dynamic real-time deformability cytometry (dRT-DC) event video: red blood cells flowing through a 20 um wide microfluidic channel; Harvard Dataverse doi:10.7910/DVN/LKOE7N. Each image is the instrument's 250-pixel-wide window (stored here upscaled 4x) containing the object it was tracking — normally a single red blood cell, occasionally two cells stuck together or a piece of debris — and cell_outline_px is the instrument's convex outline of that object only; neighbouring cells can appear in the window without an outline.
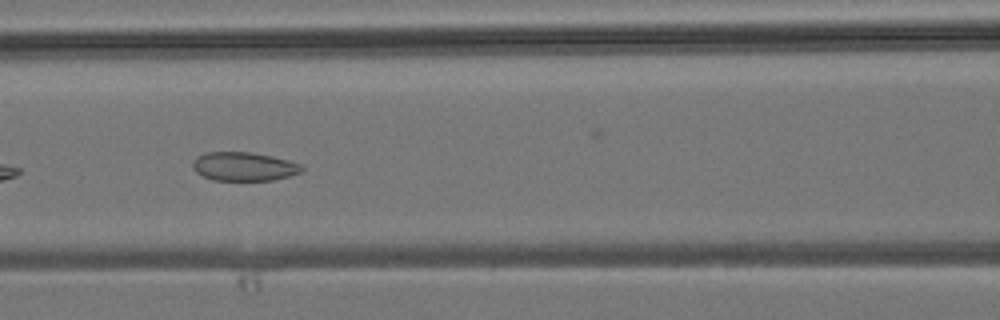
{"species": "common noctule bat (a hibernating species)", "species_latin": "Nyctalus noctula", "temperature_condition": "room temperature", "stored_images_in_passage": 3, "camera_frame_rate_fps": 3000, "um_per_image_px": 0.085, "animal": {"sex": "male", "body_mass_g": 19.2, "forearm_length_mm": 51.8}, "frame": {"image": 1, "passage_image": 3, "time_ms": 2.0, "image_size_px": [1000, 320], "cell_outline_px": [[304, 168], [300, 172], [288, 176], [272, 180], [212, 180], [196, 172], [192, 168], [192, 160], [196, 156], [208, 152], [252, 152], [272, 156], [288, 160], [300, 164]], "centroid_in_image_um": [20.69, 14.14], "position_along_channel_um": 145.9, "area_um2": 18.26}}